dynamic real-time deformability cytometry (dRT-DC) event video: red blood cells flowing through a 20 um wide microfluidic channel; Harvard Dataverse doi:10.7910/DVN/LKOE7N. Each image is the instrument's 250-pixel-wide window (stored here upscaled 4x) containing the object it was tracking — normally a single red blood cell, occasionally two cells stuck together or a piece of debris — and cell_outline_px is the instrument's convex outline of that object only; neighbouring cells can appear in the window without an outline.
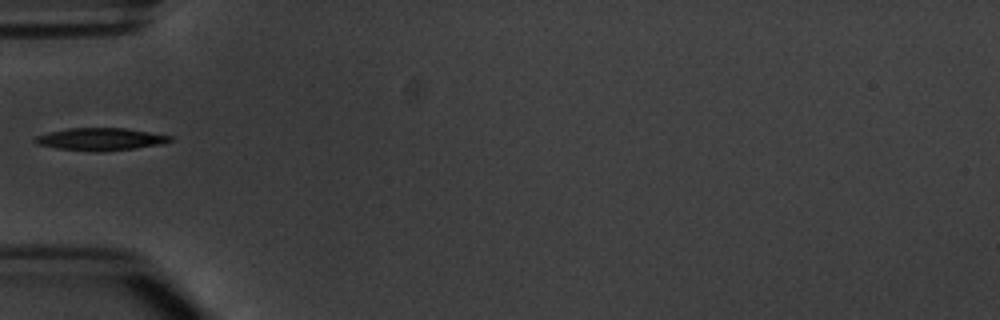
{"species": "common noctule bat (a hibernating species)", "species_latin": "Nyctalus noctula", "temperature_condition": "warm", "stored_images_in_passage": 1, "camera_frame_rate_fps": 3000, "um_per_image_px": 0.085, "animal": {"sex": "male", "body_mass_g": 20.1, "forearm_length_mm": 53.5}, "frame": {"image": 1, "passage_image": 1, "time_ms": 0.0, "image_size_px": [1000, 320], "cell_outline_px": [[172, 140], [164, 144], [136, 148], [104, 152], [56, 148], [36, 144], [32, 140], [36, 136], [48, 132], [68, 128], [124, 128], [172, 136]], "centroid_in_image_um": [8.53, 11.83], "position_along_channel_um": 76.5, "area_um2": 17.69}}